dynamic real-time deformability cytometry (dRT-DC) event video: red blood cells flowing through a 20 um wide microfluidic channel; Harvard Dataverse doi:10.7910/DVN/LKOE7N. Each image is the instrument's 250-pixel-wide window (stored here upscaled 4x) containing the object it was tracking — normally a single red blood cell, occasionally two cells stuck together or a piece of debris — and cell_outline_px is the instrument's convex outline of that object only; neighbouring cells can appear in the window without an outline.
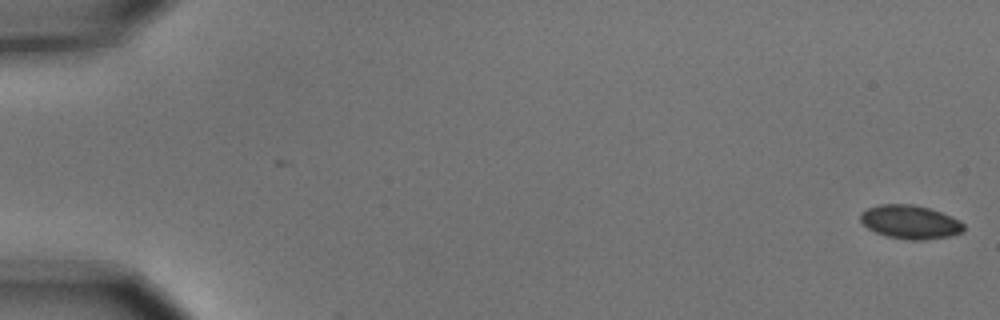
{"species": "common noctule bat (a hibernating species)", "species_latin": "Nyctalus noctula", "temperature_condition": "cold", "stored_images_in_passage": 15, "camera_frame_rate_fps": 3000, "um_per_image_px": 0.085, "animal": {"sex": "male", "body_mass_g": 15.6}, "frame": {"image": 1, "passage_image": 1, "time_ms": 0.0, "image_size_px": [1000, 320], "cell_outline_px": [[964, 232], [948, 236], [924, 240], [908, 240], [888, 236], [876, 232], [868, 228], [860, 220], [860, 212], [868, 208], [880, 204], [912, 204], [928, 208], [940, 212], [960, 220], [964, 224]], "centroid_in_image_um": [77.37, 18.87], "position_along_channel_um": 7.6, "area_um2": 20.17}}
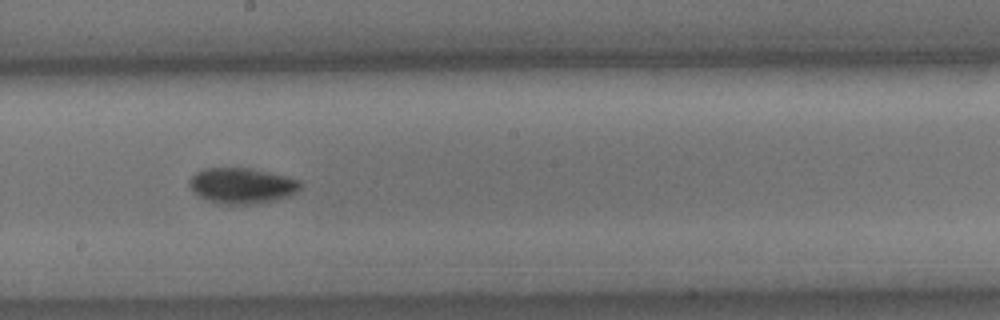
{"frame": {"image": 2, "passage_image": 9, "time_ms": 2.667, "image_size_px": [1000, 320], "cell_outline_px": [[304, 184], [296, 192], [288, 196], [276, 200], [252, 204], [228, 204], [208, 200], [200, 196], [188, 184], [188, 180], [196, 172], [204, 168], [248, 168], [284, 176], [300, 180]], "centroid_in_image_um": [20.58, 15.78], "position_along_channel_um": 227.6, "area_um2": 22.77}}
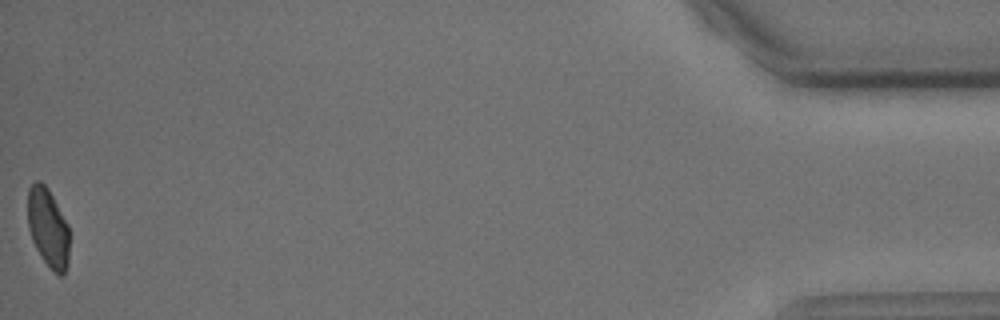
{"frame": {"image": 3, "passage_image": 15, "time_ms": 4.667, "image_size_px": [1000, 320], "cell_outline_px": [[68, 264], [64, 272], [60, 276], [52, 272], [36, 248], [32, 240], [28, 228], [28, 188], [36, 180], [40, 180], [48, 188], [68, 224]], "centroid_in_image_um": [4.07, 19.35], "position_along_channel_um": 431.1, "area_um2": 19.13}}